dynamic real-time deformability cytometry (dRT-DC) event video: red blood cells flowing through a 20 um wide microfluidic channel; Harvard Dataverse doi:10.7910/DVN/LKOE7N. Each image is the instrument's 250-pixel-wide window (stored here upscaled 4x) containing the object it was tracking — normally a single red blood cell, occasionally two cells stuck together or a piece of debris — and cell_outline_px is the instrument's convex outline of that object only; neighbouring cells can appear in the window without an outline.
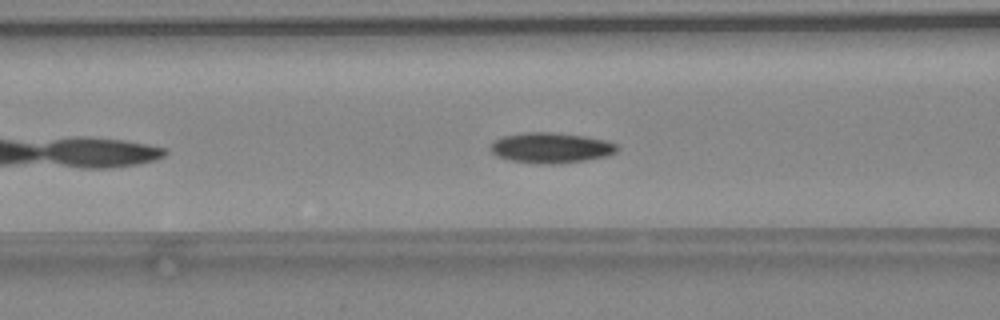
{"species": "common noctule bat (a hibernating species)", "species_latin": "Nyctalus noctula", "temperature_condition": "warm", "stored_images_in_passage": 35, "segment_of_instrument_passage": [1, 2], "camera_frame_rate_fps": 3000, "um_per_image_px": 0.085, "animal": {"sex": "female", "body_mass_g": 24.6, "forearm_length_mm": 56.2}, "frame": {"image": 1, "passage_image": 7, "time_ms": 2.0, "image_size_px": [1000, 320], "cell_outline_px": [[620, 148], [616, 152], [604, 156], [584, 160], [556, 164], [552, 164], [508, 160], [496, 156], [488, 148], [496, 140], [504, 136], [524, 132], [552, 132], [584, 136], [608, 140], [616, 144]], "centroid_in_image_um": [46.83, 12.55], "position_along_channel_um": 119.8, "area_um2": 22.31}}
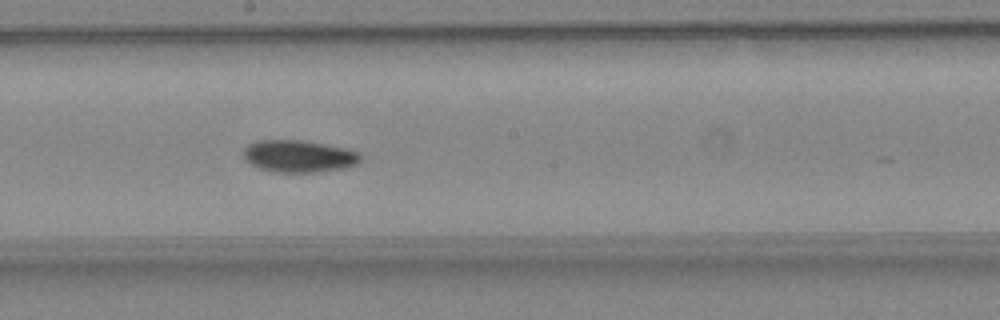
{"frame": {"image": 2, "passage_image": 14, "time_ms": 4.333, "image_size_px": [1000, 320], "cell_outline_px": [[360, 160], [356, 164], [344, 168], [316, 172], [276, 172], [260, 168], [244, 160], [244, 148], [248, 144], [256, 140], [304, 140], [344, 148], [360, 152]], "centroid_in_image_um": [25.38, 13.27], "position_along_channel_um": 222.8, "area_um2": 21.85}}
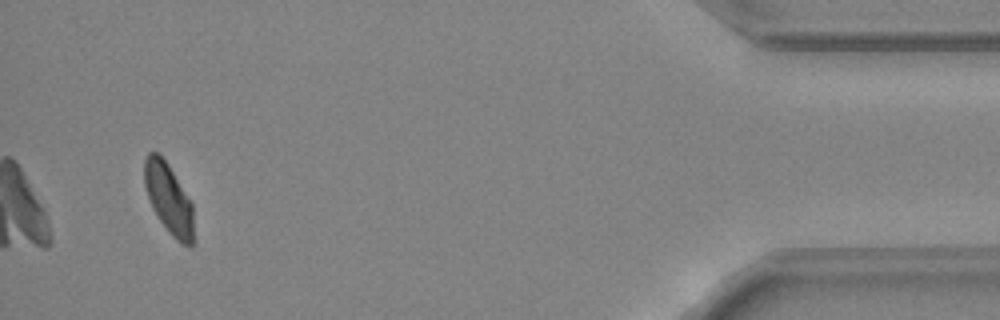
{"frame": {"image": 3, "passage_image": 32, "time_ms": 10.333, "image_size_px": [1000, 320], "cell_outline_px": [[192, 244], [180, 244], [168, 232], [152, 208], [144, 184], [144, 160], [148, 152], [160, 152], [168, 164], [192, 204]], "centroid_in_image_um": [14.29, 16.84], "position_along_channel_um": 420.9, "area_um2": 19.83}}